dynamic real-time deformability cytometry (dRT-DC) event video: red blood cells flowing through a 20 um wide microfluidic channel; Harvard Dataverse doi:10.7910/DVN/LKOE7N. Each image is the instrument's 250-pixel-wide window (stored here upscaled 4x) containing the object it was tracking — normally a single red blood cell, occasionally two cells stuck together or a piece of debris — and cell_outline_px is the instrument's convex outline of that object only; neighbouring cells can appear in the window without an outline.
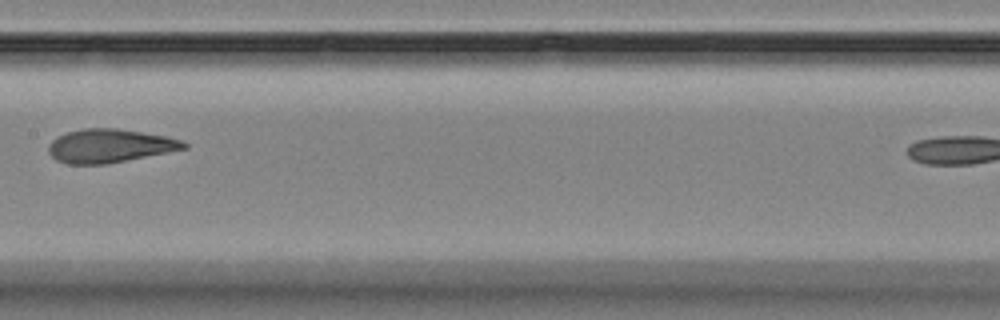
{"species": "Egyptian fruit bat (a non-hibernating species)", "species_latin": "Rousettus aegyptiacus", "temperature_condition": "room temperature", "stored_images_in_passage": 12, "camera_frame_rate_fps": 3000, "um_per_image_px": 0.085, "animal": {"sex": "female"}, "frame": {"image": 1, "passage_image": 6, "time_ms": 7.667, "image_size_px": [1000, 320], "cell_outline_px": [[188, 148], [104, 164], [68, 164], [56, 160], [48, 152], [48, 144], [56, 136], [68, 132], [84, 128], [116, 128], [168, 136], [180, 140], [188, 144]], "centroid_in_image_um": [9.29, 12.38], "position_along_channel_um": 198.1, "area_um2": 26.3}}
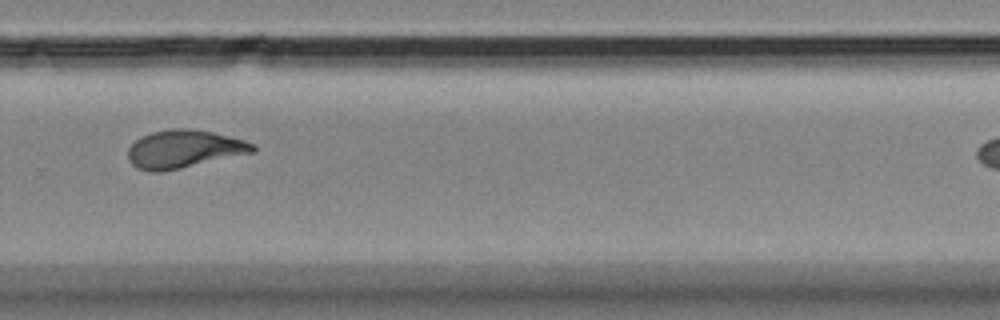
{"frame": {"image": 2, "passage_image": 9, "time_ms": 11.0, "image_size_px": [1000, 320], "cell_outline_px": [[256, 152], [180, 168], [160, 172], [152, 172], [136, 168], [128, 160], [128, 148], [136, 140], [152, 132], [172, 128], [192, 128], [212, 132], [244, 140], [256, 144]], "centroid_in_image_um": [15.65, 12.67], "position_along_channel_um": 314.1, "area_um2": 27.63}}
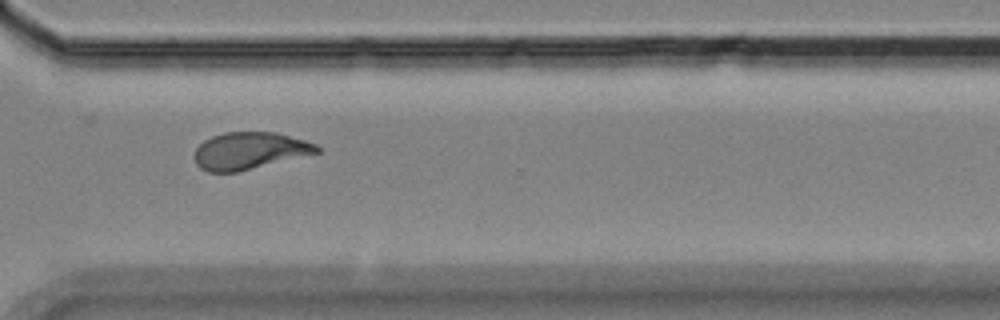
{"frame": {"image": 3, "passage_image": 10, "time_ms": 12.0, "image_size_px": [1000, 320], "cell_outline_px": [[320, 152], [236, 172], [208, 172], [200, 168], [196, 164], [196, 148], [204, 140], [212, 136], [224, 132], [276, 132], [304, 140], [316, 144], [320, 148]], "centroid_in_image_um": [21.2, 12.81], "position_along_channel_um": 349.4, "area_um2": 26.18}, "authors_computed_cell_mechanics": {"area_um2": 26.2412, "velocity_mm_per_s": 3.4852, "shape_relaxation_time_tau1_ms": null, "shape_relaxation_time_tau2_ms": 2.7118, "deformation_change_tau1": null, "deformation_change_tau2": 0.0954}}